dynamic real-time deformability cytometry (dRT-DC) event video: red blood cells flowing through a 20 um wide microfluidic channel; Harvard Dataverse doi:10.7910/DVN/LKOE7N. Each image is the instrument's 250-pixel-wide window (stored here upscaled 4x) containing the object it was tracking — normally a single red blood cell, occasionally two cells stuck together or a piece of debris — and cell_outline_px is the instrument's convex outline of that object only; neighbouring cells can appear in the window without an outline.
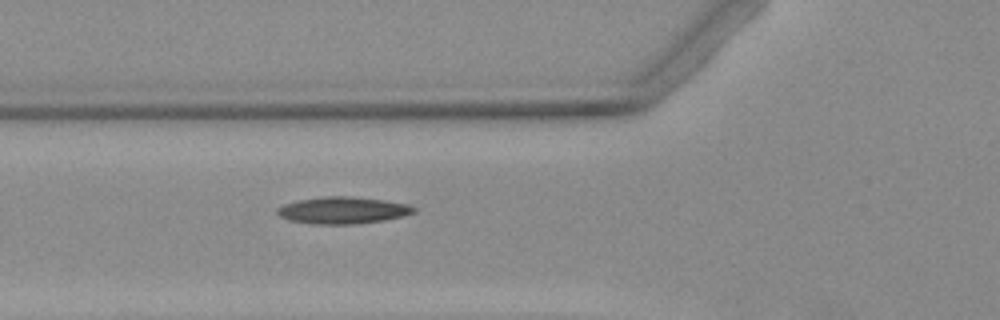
{"species": "Egyptian fruit bat (a non-hibernating species)", "species_latin": "Rousettus aegyptiacus", "temperature_condition": "warm", "stored_images_in_passage": 6, "camera_frame_rate_fps": 3000, "um_per_image_px": 0.085, "animal": {"sex": "female"}, "frame": {"image": 1, "passage_image": 6, "time_ms": 6.0, "image_size_px": [1000, 320], "cell_outline_px": [[416, 212], [404, 216], [384, 220], [352, 224], [312, 224], [292, 220], [280, 216], [276, 212], [276, 208], [284, 204], [296, 200], [324, 196], [352, 196], [384, 200], [408, 204], [416, 208]], "centroid_in_image_um": [29.15, 17.86], "position_along_channel_um": 96.7, "area_um2": 21.44}}